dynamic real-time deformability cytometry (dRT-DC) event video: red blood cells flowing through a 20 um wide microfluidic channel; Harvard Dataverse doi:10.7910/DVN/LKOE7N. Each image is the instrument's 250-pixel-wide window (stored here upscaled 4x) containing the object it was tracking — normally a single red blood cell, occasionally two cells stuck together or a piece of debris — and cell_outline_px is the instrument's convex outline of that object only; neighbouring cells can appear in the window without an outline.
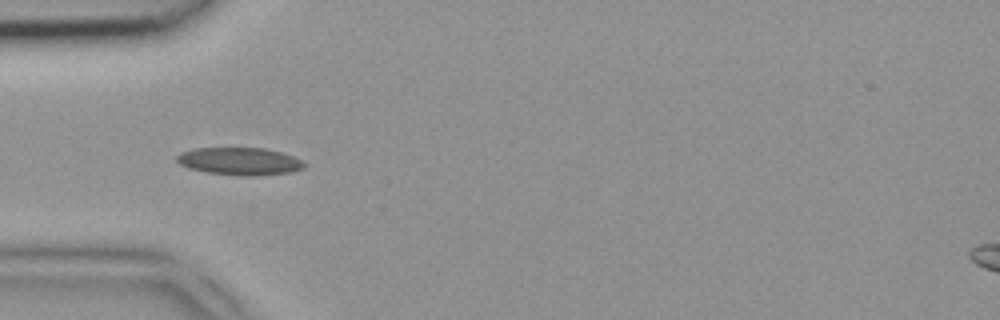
{"species": "common noctule bat (a hibernating species)", "species_latin": "Nyctalus noctula", "temperature_condition": "room temperature", "stored_images_in_passage": 4, "camera_frame_rate_fps": 3000, "um_per_image_px": 0.085, "animal": {"sex": "female", "body_mass_g": 18.4}, "frame": {"image": 1, "passage_image": 3, "time_ms": 0.667, "image_size_px": [1000, 320], "cell_outline_px": [[308, 164], [304, 168], [292, 172], [252, 176], [244, 176], [208, 172], [188, 168], [180, 164], [176, 160], [176, 156], [180, 152], [192, 148], [264, 148], [280, 152], [292, 156]], "centroid_in_image_um": [20.36, 13.7], "position_along_channel_um": 64.6, "area_um2": 20.46}}